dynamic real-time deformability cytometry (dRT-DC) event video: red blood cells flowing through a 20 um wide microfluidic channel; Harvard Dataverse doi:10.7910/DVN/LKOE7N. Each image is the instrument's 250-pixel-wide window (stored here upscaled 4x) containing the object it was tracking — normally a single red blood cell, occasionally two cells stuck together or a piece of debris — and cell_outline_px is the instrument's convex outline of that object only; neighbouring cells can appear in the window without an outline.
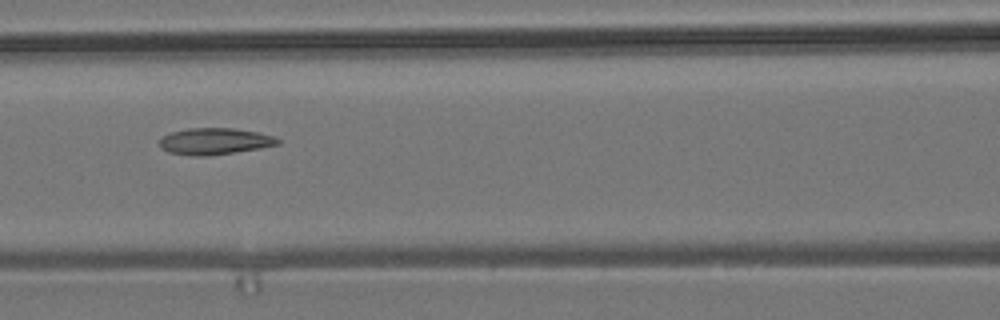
{"species": "common noctule bat (a hibernating species)", "species_latin": "Nyctalus noctula", "temperature_condition": "room temperature", "stored_images_in_passage": 9, "camera_frame_rate_fps": 3000, "um_per_image_px": 0.085, "animal": {"sex": "male", "body_mass_g": 19.2, "forearm_length_mm": 51.8}, "frame": {"image": 1, "passage_image": 8, "time_ms": 8.333, "image_size_px": [1000, 320], "cell_outline_px": [[280, 144], [260, 148], [208, 156], [192, 156], [168, 152], [160, 148], [160, 136], [172, 132], [188, 128], [232, 128], [256, 132], [272, 136], [280, 140]], "centroid_in_image_um": [18.2, 12.01], "position_along_channel_um": 148.4, "area_um2": 18.26}}
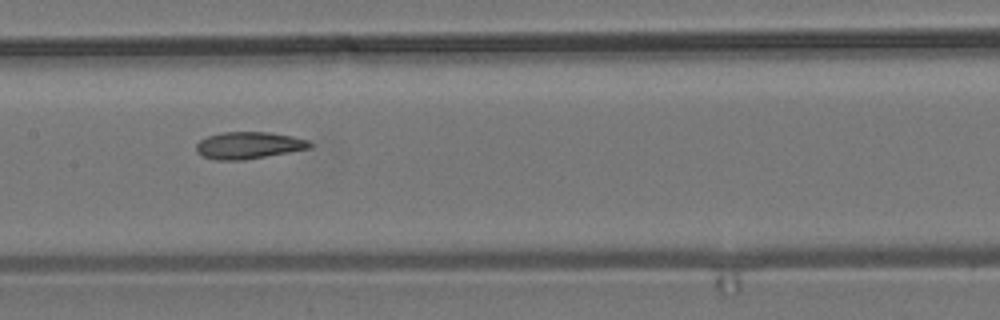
{"frame": {"image": 2, "passage_image": 9, "time_ms": 9.333, "image_size_px": [1000, 320], "cell_outline_px": [[312, 148], [244, 160], [216, 160], [204, 156], [196, 152], [196, 144], [200, 140], [208, 136], [224, 132], [268, 132], [292, 136], [308, 140], [312, 144]], "centroid_in_image_um": [21.14, 12.35], "position_along_channel_um": 186.3, "area_um2": 17.8}}